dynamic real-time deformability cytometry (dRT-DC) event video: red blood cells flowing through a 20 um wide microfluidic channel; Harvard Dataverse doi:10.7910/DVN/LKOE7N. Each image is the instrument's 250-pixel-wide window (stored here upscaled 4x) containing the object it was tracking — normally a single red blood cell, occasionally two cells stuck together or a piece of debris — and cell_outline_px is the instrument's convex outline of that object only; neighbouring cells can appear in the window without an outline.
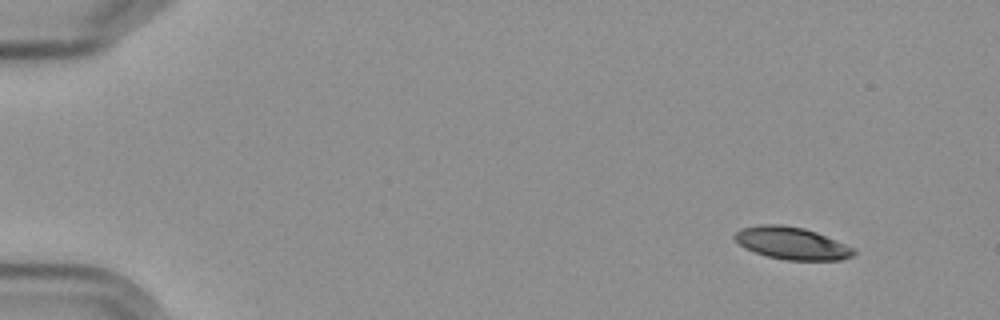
{"species": "Egyptian fruit bat (a non-hibernating species)", "species_latin": "Rousettus aegyptiacus", "temperature_condition": "cold", "stored_images_in_passage": 6, "camera_frame_rate_fps": 3000, "um_per_image_px": 0.085, "frame": {"image": 1, "passage_image": 1, "time_ms": 0.0, "image_size_px": [1000, 320], "cell_outline_px": [[856, 252], [852, 256], [840, 260], [784, 260], [768, 256], [744, 248], [732, 236], [740, 228], [760, 224], [780, 224], [804, 228], [816, 232], [856, 248]], "centroid_in_image_um": [67.3, 20.67], "position_along_channel_um": 17.7, "area_um2": 22.48}}
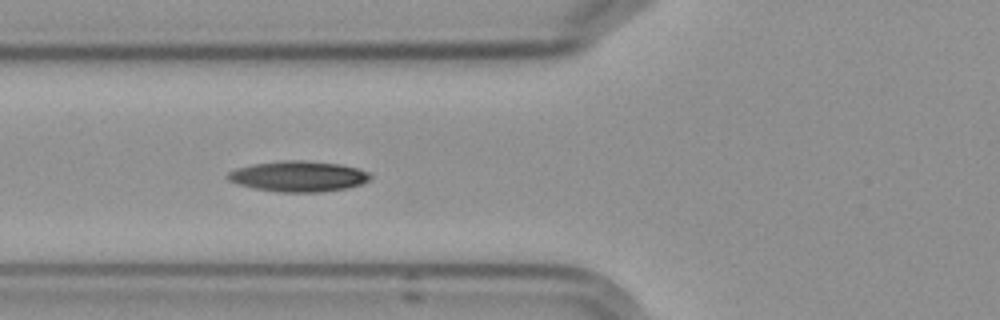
{"frame": {"image": 2, "passage_image": 5, "time_ms": 5.667, "image_size_px": [1000, 320], "cell_outline_px": [[372, 176], [368, 180], [360, 184], [348, 188], [320, 192], [280, 192], [256, 188], [240, 184], [228, 180], [224, 176], [228, 172], [236, 168], [252, 164], [284, 160], [304, 160], [340, 164], [356, 168], [368, 172]], "centroid_in_image_um": [25.35, 14.98], "position_along_channel_um": 100.5, "area_um2": 25.37}}
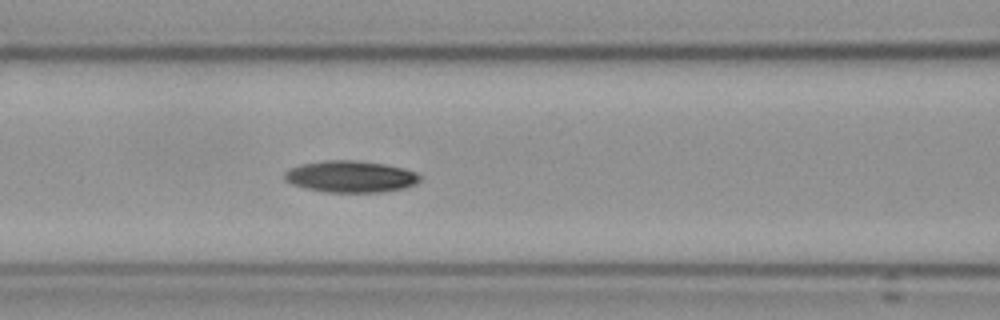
{"frame": {"image": 3, "passage_image": 6, "time_ms": 6.667, "image_size_px": [1000, 320], "cell_outline_px": [[420, 180], [416, 184], [404, 188], [380, 192], [324, 192], [292, 184], [284, 180], [284, 172], [300, 164], [328, 160], [352, 160], [384, 164], [404, 168], [416, 172], [420, 176]], "centroid_in_image_um": [29.81, 15.01], "position_along_channel_um": 136.8, "area_um2": 24.85}}